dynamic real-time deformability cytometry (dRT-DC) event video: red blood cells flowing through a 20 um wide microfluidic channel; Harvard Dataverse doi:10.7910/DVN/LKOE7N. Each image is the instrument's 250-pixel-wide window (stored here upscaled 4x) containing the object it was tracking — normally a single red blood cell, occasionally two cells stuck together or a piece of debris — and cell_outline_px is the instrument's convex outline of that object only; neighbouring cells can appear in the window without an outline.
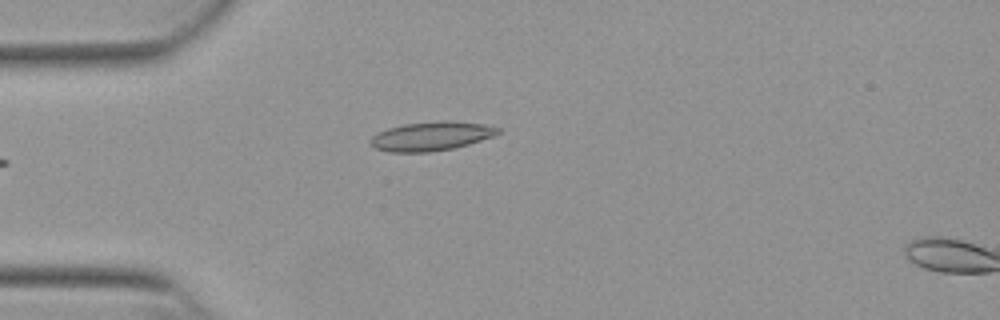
{"species": "Egyptian fruit bat (a non-hibernating species)", "species_latin": "Rousettus aegyptiacus", "temperature_condition": "warm", "stored_images_in_passage": 3, "camera_frame_rate_fps": 3000, "um_per_image_px": 0.085, "animal": {"sex": "female"}, "frame": {"image": 1, "passage_image": 1, "time_ms": 0.0, "image_size_px": [1000, 320], "cell_outline_px": [[500, 132], [492, 136], [468, 144], [452, 148], [428, 152], [388, 152], [376, 148], [368, 144], [368, 140], [372, 136], [388, 128], [404, 124], [444, 120], [452, 120], [484, 124], [500, 128]], "centroid_in_image_um": [36.62, 11.57], "position_along_channel_um": 48.4, "area_um2": 21.5}}